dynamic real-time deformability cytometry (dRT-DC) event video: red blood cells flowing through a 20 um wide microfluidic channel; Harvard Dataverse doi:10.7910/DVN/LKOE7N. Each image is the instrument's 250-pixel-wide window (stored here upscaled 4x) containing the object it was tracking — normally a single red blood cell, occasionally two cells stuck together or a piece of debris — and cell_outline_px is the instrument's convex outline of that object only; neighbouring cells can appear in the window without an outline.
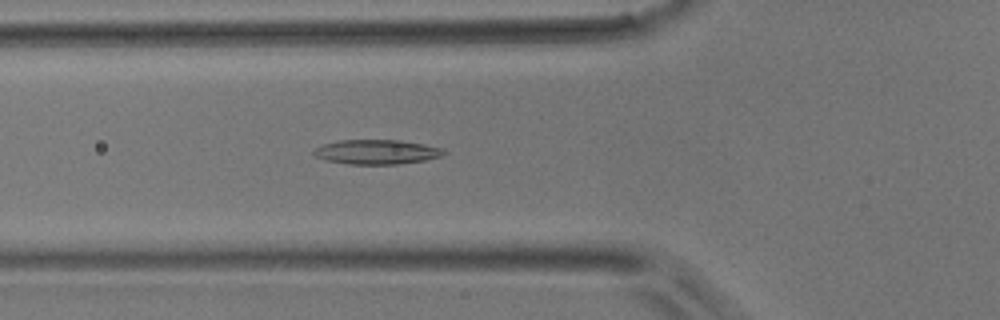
{"species": "common noctule bat (a hibernating species)", "species_latin": "Nyctalus noctula", "temperature_condition": "room temperature", "stored_images_in_passage": 36, "camera_frame_rate_fps": 3000, "um_per_image_px": 0.085, "animal": {"sex": "male", "body_mass_g": 17.9}, "frame": {"image": 1, "passage_image": 4, "time_ms": 1.0, "image_size_px": [1000, 320], "cell_outline_px": [[448, 152], [440, 156], [424, 160], [400, 164], [348, 164], [324, 160], [316, 156], [312, 152], [316, 148], [324, 144], [340, 140], [400, 140], [424, 144], [444, 148]], "centroid_in_image_um": [32.04, 12.91], "position_along_channel_um": 93.8, "area_um2": 18.61}}
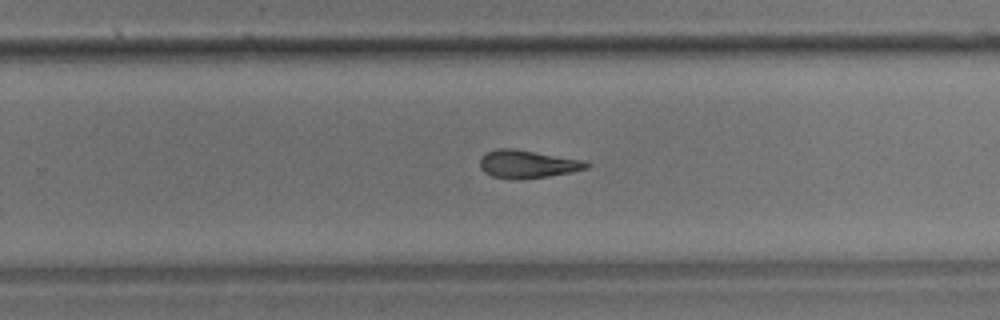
{"frame": {"image": 2, "passage_image": 18, "time_ms": 5.667, "image_size_px": [1000, 320], "cell_outline_px": [[592, 164], [588, 168], [572, 172], [548, 176], [516, 180], [512, 180], [492, 176], [484, 172], [480, 168], [480, 156], [496, 148], [512, 148], [580, 160]], "centroid_in_image_um": [44.78, 13.96], "position_along_channel_um": 285.0, "area_um2": 17.28}}
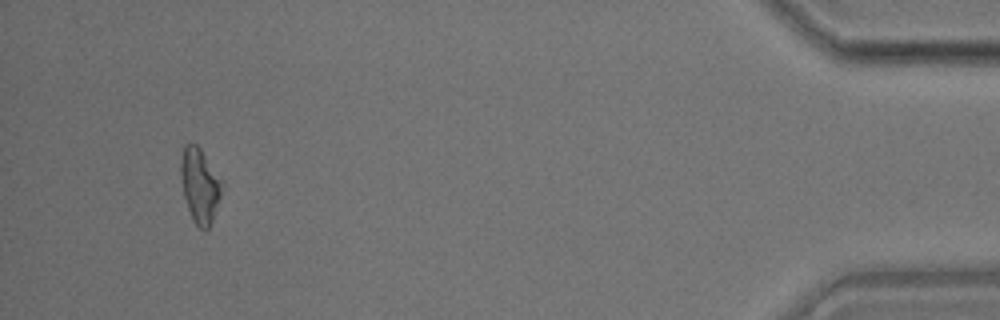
{"frame": {"image": 3, "passage_image": 33, "time_ms": 10.667, "image_size_px": [1000, 320], "cell_outline_px": [[224, 184], [212, 220], [208, 228], [200, 228], [196, 224], [188, 208], [184, 196], [180, 172], [180, 156], [184, 144], [196, 144], [200, 148], [224, 180]], "centroid_in_image_um": [17.0, 15.69], "position_along_channel_um": 418.2, "area_um2": 17.86}}